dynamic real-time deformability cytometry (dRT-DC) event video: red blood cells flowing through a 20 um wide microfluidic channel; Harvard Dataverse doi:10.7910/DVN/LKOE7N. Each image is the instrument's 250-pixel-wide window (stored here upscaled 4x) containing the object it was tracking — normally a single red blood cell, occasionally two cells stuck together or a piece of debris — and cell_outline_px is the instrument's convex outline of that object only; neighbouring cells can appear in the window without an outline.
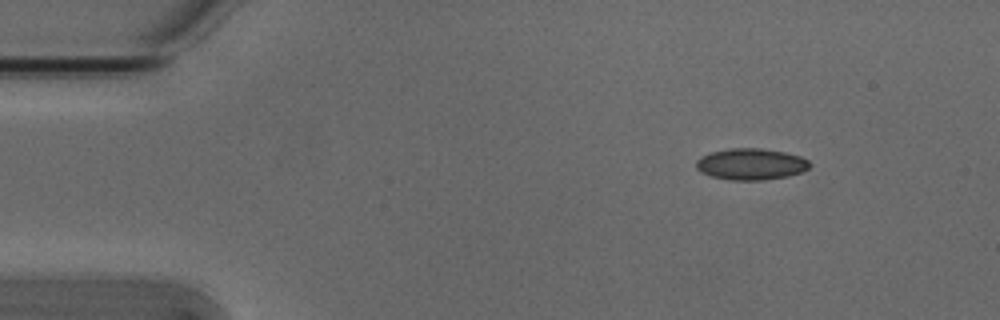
{"species": "Egyptian fruit bat (a non-hibernating species)", "species_latin": "Rousettus aegyptiacus", "temperature_condition": "cold", "stored_images_in_passage": 4, "camera_frame_rate_fps": 3000, "um_per_image_px": 0.085, "animal": {"sex": "male"}, "frame": {"image": 1, "passage_image": 1, "time_ms": 0.0, "image_size_px": [1000, 320], "cell_outline_px": [[812, 164], [808, 168], [800, 172], [788, 176], [764, 180], [728, 180], [712, 176], [700, 172], [696, 168], [696, 160], [700, 156], [712, 152], [732, 148], [760, 148], [784, 152], [800, 156], [808, 160]], "centroid_in_image_um": [63.82, 13.95], "position_along_channel_um": 21.2, "area_um2": 20.81}}
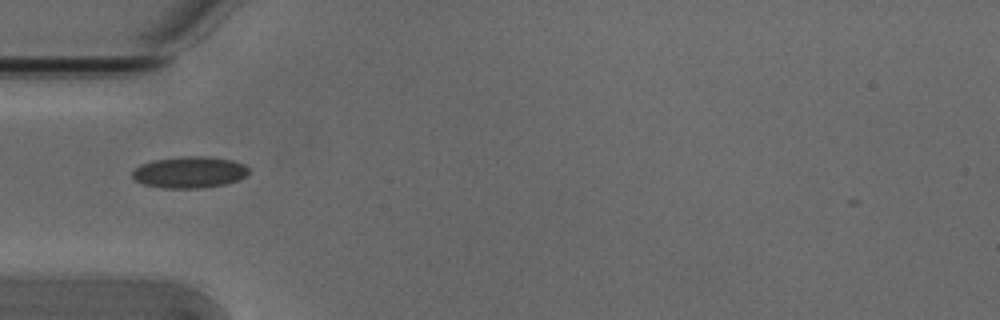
{"frame": {"image": 2, "passage_image": 4, "time_ms": 1.0, "image_size_px": [1000, 320], "cell_outline_px": [[248, 172], [240, 180], [224, 184], [200, 188], [164, 188], [144, 184], [136, 180], [132, 176], [132, 172], [140, 164], [152, 160], [180, 156], [200, 156], [232, 160], [244, 164], [248, 168]], "centroid_in_image_um": [16.09, 14.63], "position_along_channel_um": 68.9, "area_um2": 21.27}}